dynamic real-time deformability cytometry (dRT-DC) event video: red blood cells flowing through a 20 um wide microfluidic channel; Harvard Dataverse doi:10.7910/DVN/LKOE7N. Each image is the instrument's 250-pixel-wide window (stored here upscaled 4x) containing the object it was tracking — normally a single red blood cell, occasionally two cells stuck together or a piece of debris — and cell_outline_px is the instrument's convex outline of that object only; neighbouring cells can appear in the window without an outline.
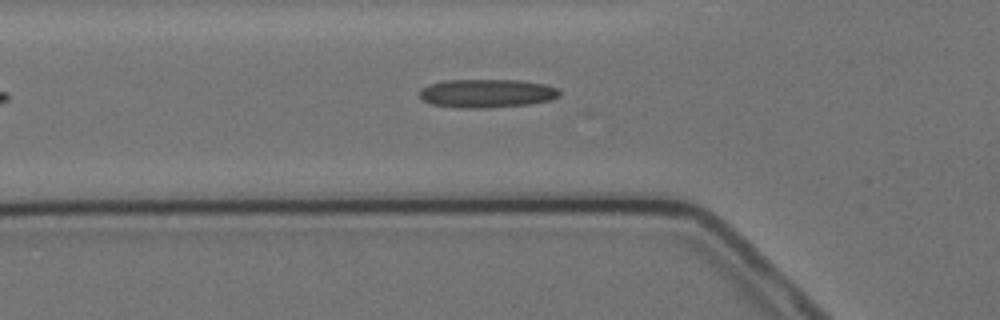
{"species": "Egyptian fruit bat (a non-hibernating species)", "species_latin": "Rousettus aegyptiacus", "temperature_condition": "cold", "stored_images_in_passage": 6, "camera_frame_rate_fps": 3000, "um_per_image_px": 0.085, "animal": {"sex": "female"}, "frame": {"image": 1, "passage_image": 6, "time_ms": 5.667, "image_size_px": [1000, 320], "cell_outline_px": [[560, 96], [548, 100], [528, 104], [480, 108], [468, 108], [432, 104], [424, 100], [420, 96], [420, 88], [428, 84], [444, 80], [520, 80], [544, 84], [560, 88]], "centroid_in_image_um": [41.39, 7.92], "position_along_channel_um": 84.4, "area_um2": 23.12}}